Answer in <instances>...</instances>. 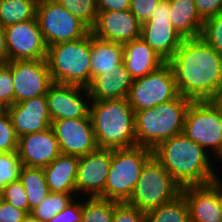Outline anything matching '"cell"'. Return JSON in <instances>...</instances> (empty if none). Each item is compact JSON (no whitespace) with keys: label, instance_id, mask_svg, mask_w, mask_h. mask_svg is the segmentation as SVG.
Here are the masks:
<instances>
[{"label":"cell","instance_id":"6da1fadb","mask_svg":"<svg viewBox=\"0 0 222 222\" xmlns=\"http://www.w3.org/2000/svg\"><path fill=\"white\" fill-rule=\"evenodd\" d=\"M179 95L191 101H215L222 89V58L201 37L183 39L168 61Z\"/></svg>","mask_w":222,"mask_h":222},{"label":"cell","instance_id":"7a4b0ae2","mask_svg":"<svg viewBox=\"0 0 222 222\" xmlns=\"http://www.w3.org/2000/svg\"><path fill=\"white\" fill-rule=\"evenodd\" d=\"M153 157L181 188L208 184L216 176L207 151L182 133L160 142Z\"/></svg>","mask_w":222,"mask_h":222},{"label":"cell","instance_id":"3957f363","mask_svg":"<svg viewBox=\"0 0 222 222\" xmlns=\"http://www.w3.org/2000/svg\"><path fill=\"white\" fill-rule=\"evenodd\" d=\"M90 117L100 149L136 146L135 112L127 98L92 101Z\"/></svg>","mask_w":222,"mask_h":222},{"label":"cell","instance_id":"277c9868","mask_svg":"<svg viewBox=\"0 0 222 222\" xmlns=\"http://www.w3.org/2000/svg\"><path fill=\"white\" fill-rule=\"evenodd\" d=\"M190 102L179 95L154 108L135 112L136 145L153 150L160 142L181 134Z\"/></svg>","mask_w":222,"mask_h":222},{"label":"cell","instance_id":"5b68a950","mask_svg":"<svg viewBox=\"0 0 222 222\" xmlns=\"http://www.w3.org/2000/svg\"><path fill=\"white\" fill-rule=\"evenodd\" d=\"M52 82L88 87L91 83V31L84 37L47 47Z\"/></svg>","mask_w":222,"mask_h":222},{"label":"cell","instance_id":"8992f818","mask_svg":"<svg viewBox=\"0 0 222 222\" xmlns=\"http://www.w3.org/2000/svg\"><path fill=\"white\" fill-rule=\"evenodd\" d=\"M153 157L147 147L112 149L111 166L105 184V199L127 202L145 164Z\"/></svg>","mask_w":222,"mask_h":222},{"label":"cell","instance_id":"52a82bcc","mask_svg":"<svg viewBox=\"0 0 222 222\" xmlns=\"http://www.w3.org/2000/svg\"><path fill=\"white\" fill-rule=\"evenodd\" d=\"M182 188L165 168L152 157L143 167L133 193L126 202L144 213L171 202Z\"/></svg>","mask_w":222,"mask_h":222},{"label":"cell","instance_id":"ba28073f","mask_svg":"<svg viewBox=\"0 0 222 222\" xmlns=\"http://www.w3.org/2000/svg\"><path fill=\"white\" fill-rule=\"evenodd\" d=\"M182 134L204 149L210 146L218 156L222 151V108L215 101H191Z\"/></svg>","mask_w":222,"mask_h":222},{"label":"cell","instance_id":"9c48e42d","mask_svg":"<svg viewBox=\"0 0 222 222\" xmlns=\"http://www.w3.org/2000/svg\"><path fill=\"white\" fill-rule=\"evenodd\" d=\"M36 17L47 47L82 38L91 31L55 0H38Z\"/></svg>","mask_w":222,"mask_h":222},{"label":"cell","instance_id":"30bf717a","mask_svg":"<svg viewBox=\"0 0 222 222\" xmlns=\"http://www.w3.org/2000/svg\"><path fill=\"white\" fill-rule=\"evenodd\" d=\"M179 96L173 69L168 62L142 78L135 79L128 95L134 112L151 109Z\"/></svg>","mask_w":222,"mask_h":222},{"label":"cell","instance_id":"8fae6325","mask_svg":"<svg viewBox=\"0 0 222 222\" xmlns=\"http://www.w3.org/2000/svg\"><path fill=\"white\" fill-rule=\"evenodd\" d=\"M170 17L168 0H161L150 19L141 25L140 37L165 62L173 57L183 41L174 29Z\"/></svg>","mask_w":222,"mask_h":222},{"label":"cell","instance_id":"7c38bea8","mask_svg":"<svg viewBox=\"0 0 222 222\" xmlns=\"http://www.w3.org/2000/svg\"><path fill=\"white\" fill-rule=\"evenodd\" d=\"M5 28L8 61L46 59L47 45L37 17Z\"/></svg>","mask_w":222,"mask_h":222},{"label":"cell","instance_id":"4fadbf2b","mask_svg":"<svg viewBox=\"0 0 222 222\" xmlns=\"http://www.w3.org/2000/svg\"><path fill=\"white\" fill-rule=\"evenodd\" d=\"M11 72L14 84V104L46 95L53 83L45 59L13 60Z\"/></svg>","mask_w":222,"mask_h":222},{"label":"cell","instance_id":"5bb4252c","mask_svg":"<svg viewBox=\"0 0 222 222\" xmlns=\"http://www.w3.org/2000/svg\"><path fill=\"white\" fill-rule=\"evenodd\" d=\"M51 127L63 155L81 157L99 149L90 114L85 118L56 120Z\"/></svg>","mask_w":222,"mask_h":222},{"label":"cell","instance_id":"9a60e30c","mask_svg":"<svg viewBox=\"0 0 222 222\" xmlns=\"http://www.w3.org/2000/svg\"><path fill=\"white\" fill-rule=\"evenodd\" d=\"M112 149H98L79 157L76 193L105 199V184L111 166Z\"/></svg>","mask_w":222,"mask_h":222},{"label":"cell","instance_id":"2e32d148","mask_svg":"<svg viewBox=\"0 0 222 222\" xmlns=\"http://www.w3.org/2000/svg\"><path fill=\"white\" fill-rule=\"evenodd\" d=\"M84 91L89 97L86 87L52 83L45 95L51 121L73 118H85L90 114V107L80 96Z\"/></svg>","mask_w":222,"mask_h":222},{"label":"cell","instance_id":"e0dca14e","mask_svg":"<svg viewBox=\"0 0 222 222\" xmlns=\"http://www.w3.org/2000/svg\"><path fill=\"white\" fill-rule=\"evenodd\" d=\"M141 23L129 10L98 12L94 36L121 44L140 38Z\"/></svg>","mask_w":222,"mask_h":222},{"label":"cell","instance_id":"ac0fdd59","mask_svg":"<svg viewBox=\"0 0 222 222\" xmlns=\"http://www.w3.org/2000/svg\"><path fill=\"white\" fill-rule=\"evenodd\" d=\"M7 113L19 138L52 126L45 95L15 103L7 108Z\"/></svg>","mask_w":222,"mask_h":222},{"label":"cell","instance_id":"d6986e66","mask_svg":"<svg viewBox=\"0 0 222 222\" xmlns=\"http://www.w3.org/2000/svg\"><path fill=\"white\" fill-rule=\"evenodd\" d=\"M17 152L23 166L36 168L48 166L61 154L52 127L20 137Z\"/></svg>","mask_w":222,"mask_h":222},{"label":"cell","instance_id":"ffe728a7","mask_svg":"<svg viewBox=\"0 0 222 222\" xmlns=\"http://www.w3.org/2000/svg\"><path fill=\"white\" fill-rule=\"evenodd\" d=\"M181 194L188 205L190 222H222L216 176L208 184L183 187Z\"/></svg>","mask_w":222,"mask_h":222},{"label":"cell","instance_id":"44dd1931","mask_svg":"<svg viewBox=\"0 0 222 222\" xmlns=\"http://www.w3.org/2000/svg\"><path fill=\"white\" fill-rule=\"evenodd\" d=\"M134 79L121 63L114 70L105 71L94 77L87 87L89 100L107 101L128 98Z\"/></svg>","mask_w":222,"mask_h":222},{"label":"cell","instance_id":"7402d4cb","mask_svg":"<svg viewBox=\"0 0 222 222\" xmlns=\"http://www.w3.org/2000/svg\"><path fill=\"white\" fill-rule=\"evenodd\" d=\"M123 63L135 80L158 69L165 61L140 37L123 44Z\"/></svg>","mask_w":222,"mask_h":222},{"label":"cell","instance_id":"603a6c76","mask_svg":"<svg viewBox=\"0 0 222 222\" xmlns=\"http://www.w3.org/2000/svg\"><path fill=\"white\" fill-rule=\"evenodd\" d=\"M78 161L77 156L60 154L43 168L50 192L76 193Z\"/></svg>","mask_w":222,"mask_h":222},{"label":"cell","instance_id":"cb8c5ba5","mask_svg":"<svg viewBox=\"0 0 222 222\" xmlns=\"http://www.w3.org/2000/svg\"><path fill=\"white\" fill-rule=\"evenodd\" d=\"M171 23L183 39L201 37L204 21L197 13L194 0H168Z\"/></svg>","mask_w":222,"mask_h":222},{"label":"cell","instance_id":"d4e9b609","mask_svg":"<svg viewBox=\"0 0 222 222\" xmlns=\"http://www.w3.org/2000/svg\"><path fill=\"white\" fill-rule=\"evenodd\" d=\"M123 63V44L100 39L91 32V80Z\"/></svg>","mask_w":222,"mask_h":222},{"label":"cell","instance_id":"484cf974","mask_svg":"<svg viewBox=\"0 0 222 222\" xmlns=\"http://www.w3.org/2000/svg\"><path fill=\"white\" fill-rule=\"evenodd\" d=\"M19 181L26 191L30 212L50 193L43 168L22 166Z\"/></svg>","mask_w":222,"mask_h":222},{"label":"cell","instance_id":"4316f807","mask_svg":"<svg viewBox=\"0 0 222 222\" xmlns=\"http://www.w3.org/2000/svg\"><path fill=\"white\" fill-rule=\"evenodd\" d=\"M145 222H190L185 197L180 194L171 202L161 204L146 213Z\"/></svg>","mask_w":222,"mask_h":222},{"label":"cell","instance_id":"83f0119b","mask_svg":"<svg viewBox=\"0 0 222 222\" xmlns=\"http://www.w3.org/2000/svg\"><path fill=\"white\" fill-rule=\"evenodd\" d=\"M38 0H0V24L5 27L36 17Z\"/></svg>","mask_w":222,"mask_h":222},{"label":"cell","instance_id":"f1b7e54d","mask_svg":"<svg viewBox=\"0 0 222 222\" xmlns=\"http://www.w3.org/2000/svg\"><path fill=\"white\" fill-rule=\"evenodd\" d=\"M82 203V222H112L119 203L101 197H89Z\"/></svg>","mask_w":222,"mask_h":222},{"label":"cell","instance_id":"f546056e","mask_svg":"<svg viewBox=\"0 0 222 222\" xmlns=\"http://www.w3.org/2000/svg\"><path fill=\"white\" fill-rule=\"evenodd\" d=\"M75 193H56L50 192L49 195L36 207L30 215L40 222H49L56 214L61 212L71 201Z\"/></svg>","mask_w":222,"mask_h":222},{"label":"cell","instance_id":"4dcf8cb0","mask_svg":"<svg viewBox=\"0 0 222 222\" xmlns=\"http://www.w3.org/2000/svg\"><path fill=\"white\" fill-rule=\"evenodd\" d=\"M65 7L72 15L83 22L90 30L97 20L98 9L96 0H55Z\"/></svg>","mask_w":222,"mask_h":222},{"label":"cell","instance_id":"1f68e13d","mask_svg":"<svg viewBox=\"0 0 222 222\" xmlns=\"http://www.w3.org/2000/svg\"><path fill=\"white\" fill-rule=\"evenodd\" d=\"M18 152L11 153L0 152V189L19 179L22 167Z\"/></svg>","mask_w":222,"mask_h":222},{"label":"cell","instance_id":"d6a6232c","mask_svg":"<svg viewBox=\"0 0 222 222\" xmlns=\"http://www.w3.org/2000/svg\"><path fill=\"white\" fill-rule=\"evenodd\" d=\"M201 38L222 58V12L204 21Z\"/></svg>","mask_w":222,"mask_h":222},{"label":"cell","instance_id":"836d02e7","mask_svg":"<svg viewBox=\"0 0 222 222\" xmlns=\"http://www.w3.org/2000/svg\"><path fill=\"white\" fill-rule=\"evenodd\" d=\"M19 137L15 133L10 116L6 112L0 117V152L11 153L18 149Z\"/></svg>","mask_w":222,"mask_h":222},{"label":"cell","instance_id":"e575fe53","mask_svg":"<svg viewBox=\"0 0 222 222\" xmlns=\"http://www.w3.org/2000/svg\"><path fill=\"white\" fill-rule=\"evenodd\" d=\"M4 201L30 214L29 203L24 186L19 181L11 182L3 188Z\"/></svg>","mask_w":222,"mask_h":222},{"label":"cell","instance_id":"d590c367","mask_svg":"<svg viewBox=\"0 0 222 222\" xmlns=\"http://www.w3.org/2000/svg\"><path fill=\"white\" fill-rule=\"evenodd\" d=\"M0 103L7 108L14 104V84L11 72V61L0 63Z\"/></svg>","mask_w":222,"mask_h":222},{"label":"cell","instance_id":"8d00e7d4","mask_svg":"<svg viewBox=\"0 0 222 222\" xmlns=\"http://www.w3.org/2000/svg\"><path fill=\"white\" fill-rule=\"evenodd\" d=\"M145 217L146 213L123 202L115 206L112 222H145Z\"/></svg>","mask_w":222,"mask_h":222},{"label":"cell","instance_id":"74e56055","mask_svg":"<svg viewBox=\"0 0 222 222\" xmlns=\"http://www.w3.org/2000/svg\"><path fill=\"white\" fill-rule=\"evenodd\" d=\"M161 0H131L130 11L143 24L147 22Z\"/></svg>","mask_w":222,"mask_h":222},{"label":"cell","instance_id":"f35d334b","mask_svg":"<svg viewBox=\"0 0 222 222\" xmlns=\"http://www.w3.org/2000/svg\"><path fill=\"white\" fill-rule=\"evenodd\" d=\"M49 222H82V203H74V201H71Z\"/></svg>","mask_w":222,"mask_h":222},{"label":"cell","instance_id":"ab89813d","mask_svg":"<svg viewBox=\"0 0 222 222\" xmlns=\"http://www.w3.org/2000/svg\"><path fill=\"white\" fill-rule=\"evenodd\" d=\"M197 13L203 21L222 12V0H194Z\"/></svg>","mask_w":222,"mask_h":222},{"label":"cell","instance_id":"60d3db41","mask_svg":"<svg viewBox=\"0 0 222 222\" xmlns=\"http://www.w3.org/2000/svg\"><path fill=\"white\" fill-rule=\"evenodd\" d=\"M28 214L21 209L3 201L0 204V222H23Z\"/></svg>","mask_w":222,"mask_h":222},{"label":"cell","instance_id":"b9f144b4","mask_svg":"<svg viewBox=\"0 0 222 222\" xmlns=\"http://www.w3.org/2000/svg\"><path fill=\"white\" fill-rule=\"evenodd\" d=\"M98 12L129 10L131 0H96Z\"/></svg>","mask_w":222,"mask_h":222},{"label":"cell","instance_id":"7bdbcfd3","mask_svg":"<svg viewBox=\"0 0 222 222\" xmlns=\"http://www.w3.org/2000/svg\"><path fill=\"white\" fill-rule=\"evenodd\" d=\"M8 62L5 28L0 24V63Z\"/></svg>","mask_w":222,"mask_h":222},{"label":"cell","instance_id":"ee69618b","mask_svg":"<svg viewBox=\"0 0 222 222\" xmlns=\"http://www.w3.org/2000/svg\"><path fill=\"white\" fill-rule=\"evenodd\" d=\"M216 193H217L218 203L220 207V214L222 216V183L220 179L218 180L217 175H216Z\"/></svg>","mask_w":222,"mask_h":222},{"label":"cell","instance_id":"f6af8a7d","mask_svg":"<svg viewBox=\"0 0 222 222\" xmlns=\"http://www.w3.org/2000/svg\"><path fill=\"white\" fill-rule=\"evenodd\" d=\"M215 102L222 108V89L220 90V93L216 98Z\"/></svg>","mask_w":222,"mask_h":222},{"label":"cell","instance_id":"bcb514c9","mask_svg":"<svg viewBox=\"0 0 222 222\" xmlns=\"http://www.w3.org/2000/svg\"><path fill=\"white\" fill-rule=\"evenodd\" d=\"M23 222H40L38 219L33 218L30 214L24 219Z\"/></svg>","mask_w":222,"mask_h":222},{"label":"cell","instance_id":"7dc6e473","mask_svg":"<svg viewBox=\"0 0 222 222\" xmlns=\"http://www.w3.org/2000/svg\"><path fill=\"white\" fill-rule=\"evenodd\" d=\"M7 112V107L0 103V117H2Z\"/></svg>","mask_w":222,"mask_h":222},{"label":"cell","instance_id":"c3c4849f","mask_svg":"<svg viewBox=\"0 0 222 222\" xmlns=\"http://www.w3.org/2000/svg\"><path fill=\"white\" fill-rule=\"evenodd\" d=\"M4 201L3 190L0 189V204Z\"/></svg>","mask_w":222,"mask_h":222},{"label":"cell","instance_id":"681fc988","mask_svg":"<svg viewBox=\"0 0 222 222\" xmlns=\"http://www.w3.org/2000/svg\"><path fill=\"white\" fill-rule=\"evenodd\" d=\"M220 158V160H222V151L218 154L217 158Z\"/></svg>","mask_w":222,"mask_h":222}]
</instances>
